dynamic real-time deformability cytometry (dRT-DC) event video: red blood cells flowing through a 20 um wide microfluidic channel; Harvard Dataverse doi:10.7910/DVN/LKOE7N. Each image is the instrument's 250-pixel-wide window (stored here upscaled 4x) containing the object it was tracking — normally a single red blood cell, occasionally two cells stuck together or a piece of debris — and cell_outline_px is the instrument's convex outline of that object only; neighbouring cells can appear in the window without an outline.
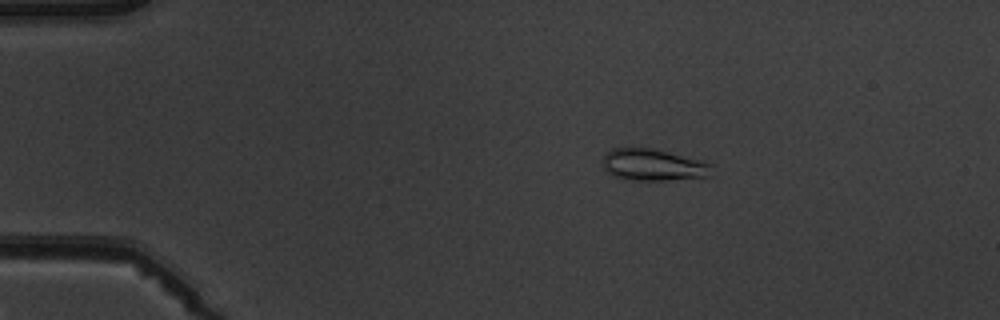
{"species": "common noctule bat (a hibernating species)", "species_latin": "Nyctalus noctula", "temperature_condition": "warm", "stored_images_in_passage": 2, "camera_frame_rate_fps": 3000, "um_per_image_px": 0.085, "animal": {"sex": "male", "body_mass_g": 19.5, "forearm_length_mm": 54.6}, "frame": {"image": 1, "passage_image": 1, "time_ms": 0.0, "image_size_px": [1000, 320], "cell_outline_px": [[712, 176], [664, 180], [632, 180], [612, 176], [604, 168], [604, 152], [612, 148], [652, 148], [704, 160], [712, 164]], "centroid_in_image_um": [55.55, 14.01], "position_along_channel_um": 29.4, "area_um2": 20.35}}